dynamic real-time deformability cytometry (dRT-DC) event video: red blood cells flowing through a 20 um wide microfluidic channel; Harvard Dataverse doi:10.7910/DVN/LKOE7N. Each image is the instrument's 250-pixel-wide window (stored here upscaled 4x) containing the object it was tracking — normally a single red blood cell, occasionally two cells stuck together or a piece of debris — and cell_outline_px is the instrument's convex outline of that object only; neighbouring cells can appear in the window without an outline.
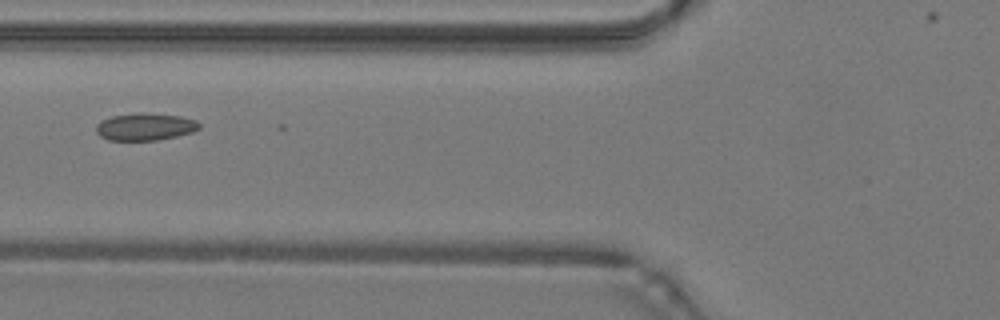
{"species": "common noctule bat (a hibernating species)", "species_latin": "Nyctalus noctula", "temperature_condition": "warm", "stored_images_in_passage": 23, "camera_frame_rate_fps": 3000, "um_per_image_px": 0.085, "animal": {"sex": "male", "body_mass_g": 19.2, "forearm_length_mm": 51.8}, "frame": {"image": 1, "passage_image": 5, "time_ms": 1.333, "image_size_px": [1000, 320], "cell_outline_px": [[200, 128], [192, 132], [176, 136], [156, 140], [108, 140], [100, 136], [96, 132], [96, 124], [112, 116], [140, 112], [144, 112], [180, 116], [196, 120], [200, 124]], "centroid_in_image_um": [12.34, 10.77], "position_along_channel_um": 113.5, "area_um2": 16.36}}
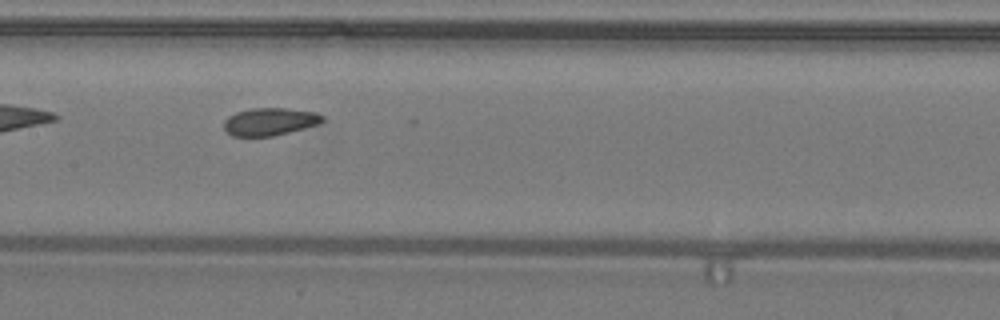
{"frame": {"image": 2, "passage_image": 10, "time_ms": 3.0, "image_size_px": [1000, 320], "cell_outline_px": [[324, 120], [320, 124], [272, 136], [232, 136], [224, 128], [224, 120], [228, 116], [236, 112], [252, 108], [288, 108], [312, 112], [324, 116]], "centroid_in_image_um": [22.92, 10.33], "position_along_channel_um": 184.5, "area_um2": 15.78}}
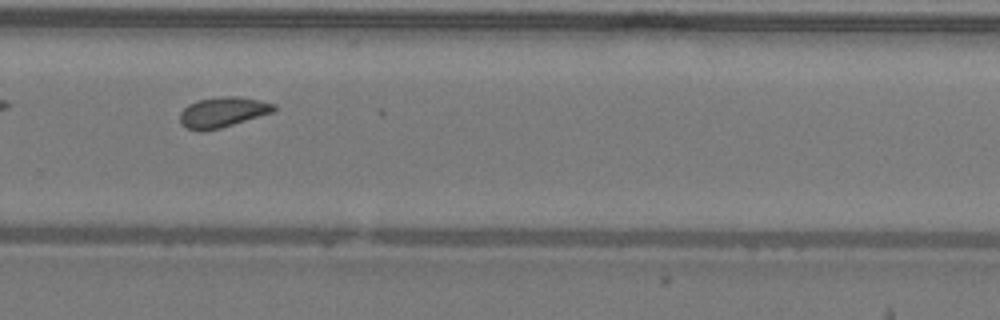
{"frame": {"image": 3, "passage_image": 19, "time_ms": 6.0, "image_size_px": [1000, 320], "cell_outline_px": [[276, 112], [220, 128], [200, 132], [188, 128], [180, 124], [180, 112], [188, 104], [196, 100], [220, 96], [236, 96], [260, 100], [276, 104]], "centroid_in_image_um": [18.95, 9.53], "position_along_channel_um": 310.9, "area_um2": 16.88}}